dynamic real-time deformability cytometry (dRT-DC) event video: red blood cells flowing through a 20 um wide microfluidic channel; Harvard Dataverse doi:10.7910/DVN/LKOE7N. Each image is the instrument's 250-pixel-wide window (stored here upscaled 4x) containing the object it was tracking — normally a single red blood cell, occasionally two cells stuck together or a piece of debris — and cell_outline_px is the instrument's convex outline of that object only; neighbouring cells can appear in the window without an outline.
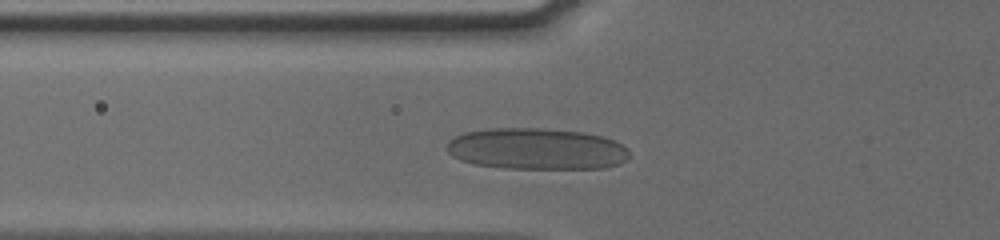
{"species": "human", "species_latin": "Homo sapiens", "temperature_condition": "cold", "stored_images_in_passage": 30, "camera_frame_rate_fps": 3000, "um_per_image_px": 0.085, "donor": {"sex": "male"}, "frame": {"image": 1, "passage_image": 4, "time_ms": 1.0, "image_size_px": [1000, 240], "cell_outline_px": [[628, 160], [620, 164], [604, 168], [504, 168], [472, 164], [460, 160], [452, 156], [444, 148], [448, 140], [464, 132], [488, 128], [540, 128], [584, 132], [604, 136], [628, 148]], "centroid_in_image_um": [45.58, 12.65], "position_along_channel_um": 80.2, "area_um2": 44.45}}
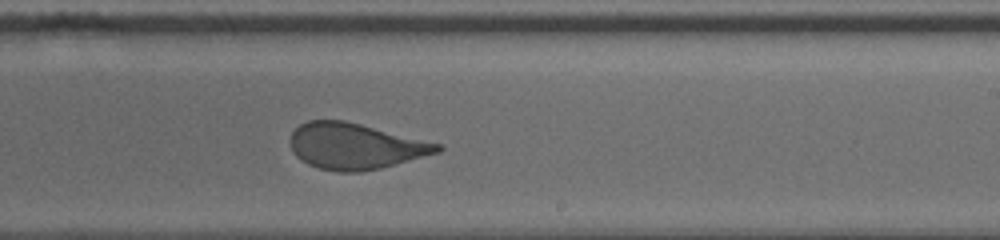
{"frame": {"image": 2, "passage_image": 18, "time_ms": 5.667, "image_size_px": [1000, 240], "cell_outline_px": [[444, 148], [440, 152], [380, 168], [360, 172], [336, 172], [320, 168], [308, 164], [296, 156], [292, 152], [288, 140], [292, 132], [300, 124], [308, 120], [344, 120], [440, 144]], "centroid_in_image_um": [30.14, 12.43], "position_along_channel_um": 258.9, "area_um2": 39.3}}
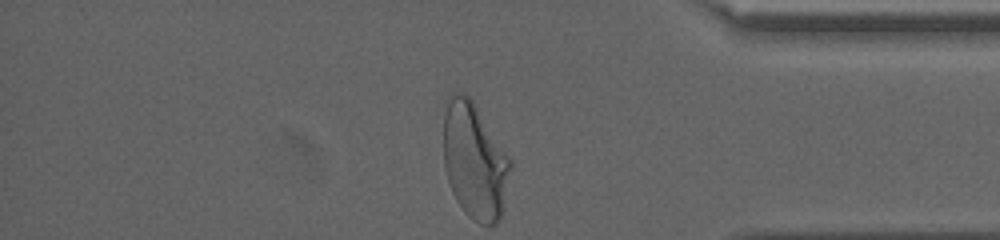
{"frame": {"image": 3, "passage_image": 30, "time_ms": 9.667, "image_size_px": [1000, 240], "cell_outline_px": [[512, 164], [504, 208], [500, 220], [496, 224], [480, 224], [472, 220], [464, 212], [456, 200], [452, 192], [444, 168], [444, 116], [452, 92], [460, 92], [468, 96], [472, 100], [512, 160]], "centroid_in_image_um": [40.36, 13.74], "position_along_channel_um": 394.8, "area_um2": 45.37}, "authors_computed_cell_mechanics": {"area_um2": 40.5178, "velocity_mm_per_s": 3.813, "shape_relaxation_time_tau1_ms": 5.5574, "shape_relaxation_time_tau2_ms": 0.7315, "deformation_change_tau1": 0.1817, "deformation_change_tau2": 0.0859}}